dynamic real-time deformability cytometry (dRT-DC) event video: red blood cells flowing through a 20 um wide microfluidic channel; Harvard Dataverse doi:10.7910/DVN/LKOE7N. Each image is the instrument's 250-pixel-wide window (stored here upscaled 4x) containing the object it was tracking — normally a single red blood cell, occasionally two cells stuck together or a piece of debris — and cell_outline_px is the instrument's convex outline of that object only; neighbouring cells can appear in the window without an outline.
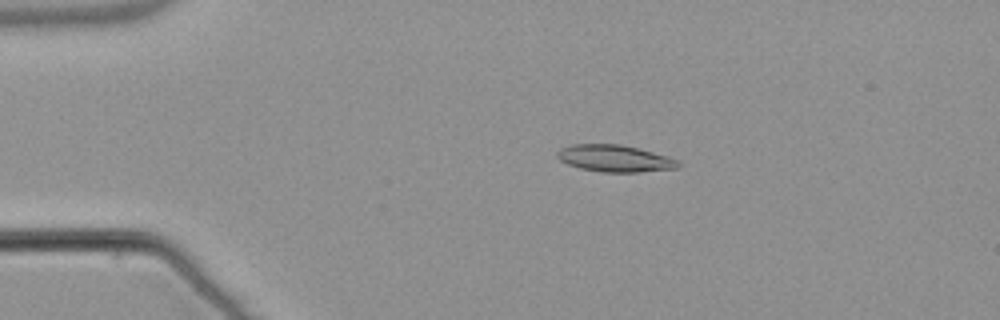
{"species": "common noctule bat (a hibernating species)", "species_latin": "Nyctalus noctula", "temperature_condition": "warm", "stored_images_in_passage": 52, "camera_frame_rate_fps": 3000, "um_per_image_px": 0.085, "animal": {"sex": "male", "body_mass_g": 21.5, "forearm_length_mm": 52.0}, "frame": {"image": 1, "passage_image": 9, "time_ms": 2.667, "image_size_px": [1000, 320], "cell_outline_px": [[680, 168], [640, 172], [604, 172], [580, 168], [568, 164], [560, 160], [556, 156], [556, 152], [560, 148], [572, 144], [620, 144], [668, 156], [676, 160], [680, 164]], "centroid_in_image_um": [52.24, 13.46], "position_along_channel_um": 32.8, "area_um2": 18.9}}
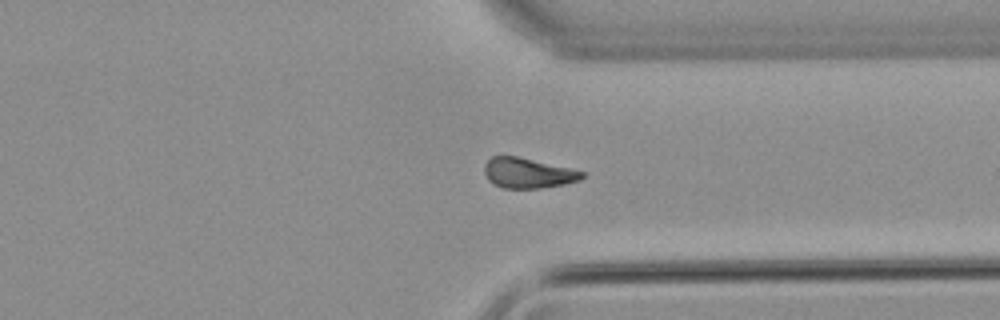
{"frame": {"image": 2, "passage_image": 39, "time_ms": 12.667, "image_size_px": [1000, 320], "cell_outline_px": [[584, 176], [580, 180], [564, 184], [540, 188], [504, 188], [492, 184], [488, 180], [484, 172], [484, 164], [492, 156], [516, 156], [572, 168], [584, 172]], "centroid_in_image_um": [44.86, 14.71], "position_along_channel_um": 366.5, "area_um2": 17.22}}
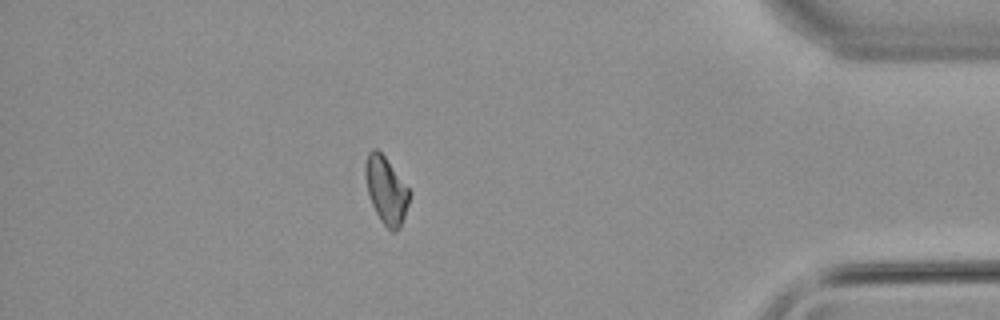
{"frame": {"image": 3, "passage_image": 45, "time_ms": 14.667, "image_size_px": [1000, 320], "cell_outline_px": [[412, 192], [400, 228], [396, 232], [392, 232], [380, 220], [372, 204], [368, 192], [364, 176], [364, 164], [368, 152], [372, 148], [376, 148], [384, 156]], "centroid_in_image_um": [32.82, 16.16], "position_along_channel_um": 402.4, "area_um2": 17.28}}